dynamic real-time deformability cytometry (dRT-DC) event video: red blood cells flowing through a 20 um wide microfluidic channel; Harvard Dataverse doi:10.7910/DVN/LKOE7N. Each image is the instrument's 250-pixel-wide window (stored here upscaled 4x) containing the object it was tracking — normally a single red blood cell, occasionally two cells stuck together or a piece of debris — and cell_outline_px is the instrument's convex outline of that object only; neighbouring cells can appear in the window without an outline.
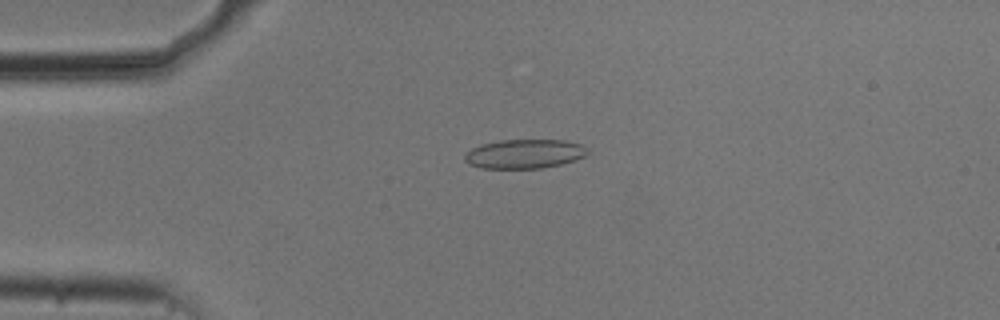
{"species": "common noctule bat (a hibernating species)", "species_latin": "Nyctalus noctula", "temperature_condition": "cold", "stored_images_in_passage": 53, "camera_frame_rate_fps": 3000, "um_per_image_px": 0.085, "animal": {"sex": "male", "body_mass_g": 20.5, "forearm_length_mm": 52.5}, "frame": {"image": 1, "passage_image": 12, "time_ms": 3.667, "image_size_px": [1000, 320], "cell_outline_px": [[592, 152], [576, 160], [560, 164], [540, 168], [480, 168], [468, 164], [464, 160], [464, 156], [472, 148], [480, 144], [500, 140], [564, 140], [580, 144]], "centroid_in_image_um": [44.58, 13.08], "position_along_channel_um": 40.4, "area_um2": 20.92}}
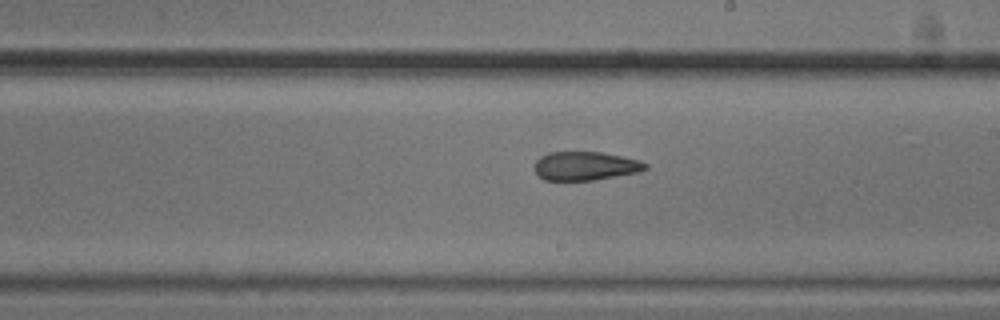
{"frame": {"image": 2, "passage_image": 30, "time_ms": 9.667, "image_size_px": [1000, 320], "cell_outline_px": [[648, 168], [640, 172], [596, 180], [544, 180], [536, 172], [536, 160], [540, 156], [548, 152], [600, 152], [640, 160], [648, 164]], "centroid_in_image_um": [49.79, 14.11], "position_along_channel_um": 239.2, "area_um2": 18.55}}
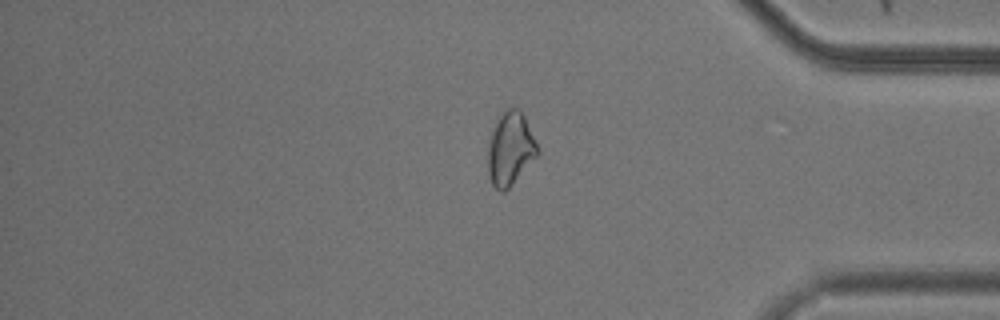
{"frame": {"image": 3, "passage_image": 44, "time_ms": 14.333, "image_size_px": [1000, 320], "cell_outline_px": [[540, 152], [512, 184], [504, 192], [500, 192], [492, 184], [488, 172], [488, 144], [492, 132], [500, 116], [508, 108], [516, 108], [524, 116], [540, 148]], "centroid_in_image_um": [43.39, 12.67], "position_along_channel_um": 391.8, "area_um2": 20.81}, "authors_computed_cell_mechanics": {"area_um2": 20.9236, "velocity_mm_per_s": 3.7424, "shape_relaxation_time_tau1_ms": null, "shape_relaxation_time_tau2_ms": 3.7884, "deformation_change_tau1": null, "deformation_change_tau2": 0.1085}}